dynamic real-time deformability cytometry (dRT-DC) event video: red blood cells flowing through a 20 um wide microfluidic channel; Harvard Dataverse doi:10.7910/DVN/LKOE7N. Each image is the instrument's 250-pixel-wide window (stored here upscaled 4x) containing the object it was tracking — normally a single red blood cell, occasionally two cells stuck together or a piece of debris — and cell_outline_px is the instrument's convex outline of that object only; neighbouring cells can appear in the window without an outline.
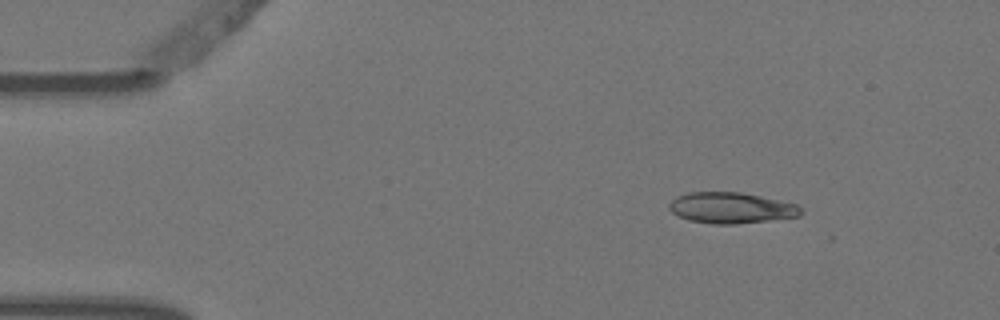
{"species": "Egyptian fruit bat (a non-hibernating species)", "species_latin": "Rousettus aegyptiacus", "temperature_condition": "warm", "stored_images_in_passage": 4, "camera_frame_rate_fps": 3000, "um_per_image_px": 0.085, "animal": {"sex": "female"}, "frame": {"image": 1, "passage_image": 2, "time_ms": 0.333, "image_size_px": [1000, 320], "cell_outline_px": [[804, 212], [800, 216], [736, 224], [712, 224], [688, 220], [672, 212], [668, 208], [668, 204], [676, 196], [688, 192], [740, 192], [760, 196], [796, 204]], "centroid_in_image_um": [62.12, 17.67], "position_along_channel_um": 22.9, "area_um2": 23.7}}